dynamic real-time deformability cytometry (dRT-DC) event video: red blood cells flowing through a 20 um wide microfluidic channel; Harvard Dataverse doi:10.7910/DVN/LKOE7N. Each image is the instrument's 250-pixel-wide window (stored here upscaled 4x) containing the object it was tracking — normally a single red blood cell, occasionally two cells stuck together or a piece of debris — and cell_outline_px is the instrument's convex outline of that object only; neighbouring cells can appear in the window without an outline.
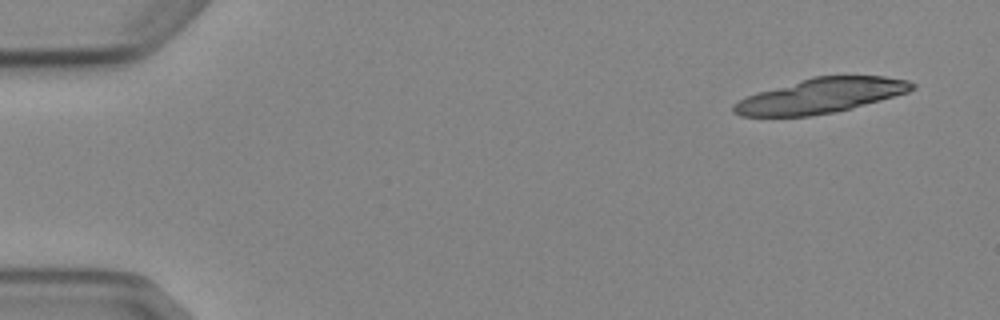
{"species": "Egyptian fruit bat (a non-hibernating species)", "species_latin": "Rousettus aegyptiacus", "temperature_condition": "cold", "stored_images_in_passage": 4, "camera_frame_rate_fps": 3000, "um_per_image_px": 0.085, "animal": {"sex": "female"}, "frame": {"image": 1, "passage_image": 1, "time_ms": 0.0, "image_size_px": [1000, 320], "cell_outline_px": [[916, 88], [908, 92], [852, 108], [832, 112], [808, 116], [740, 116], [732, 112], [732, 104], [748, 96], [760, 92], [812, 76], [884, 76], [908, 80], [916, 84]], "centroid_in_image_um": [69.79, 8.13], "position_along_channel_um": 15.2, "area_um2": 35.84}}